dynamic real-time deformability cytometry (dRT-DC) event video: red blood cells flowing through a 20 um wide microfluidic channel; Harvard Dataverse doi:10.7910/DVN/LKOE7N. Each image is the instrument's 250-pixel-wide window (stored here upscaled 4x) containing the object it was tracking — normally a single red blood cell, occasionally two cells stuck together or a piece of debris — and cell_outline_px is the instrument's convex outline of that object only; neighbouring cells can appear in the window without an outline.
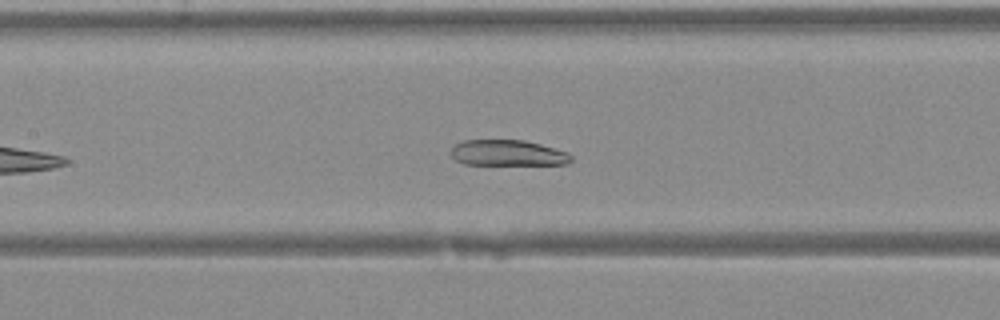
{"species": "Egyptian fruit bat (a non-hibernating species)", "species_latin": "Rousettus aegyptiacus", "temperature_condition": "warm", "stored_images_in_passage": 27, "camera_frame_rate_fps": 3000, "um_per_image_px": 0.085, "animal": {"sex": "female"}, "frame": {"image": 1, "passage_image": 10, "time_ms": 3.0, "image_size_px": [1000, 320], "cell_outline_px": [[572, 160], [568, 164], [464, 164], [456, 160], [452, 156], [452, 148], [456, 144], [464, 140], [524, 140], [540, 144], [568, 152], [572, 156]], "centroid_in_image_um": [43.18, 13.0], "position_along_channel_um": 164.2, "area_um2": 17.92}}
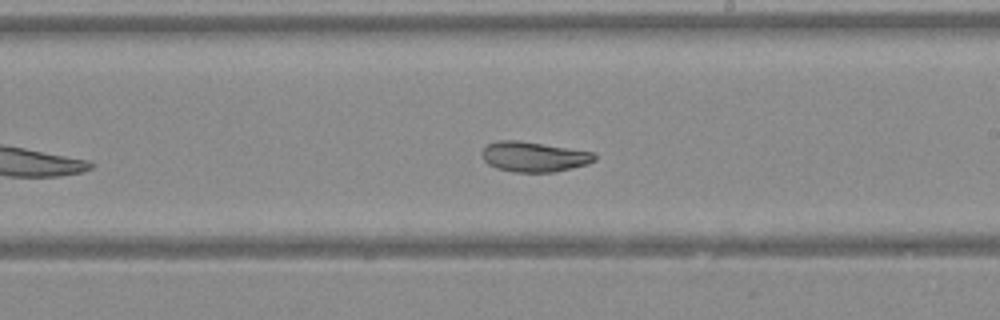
{"frame": {"image": 2, "passage_image": 15, "time_ms": 4.667, "image_size_px": [1000, 320], "cell_outline_px": [[596, 160], [588, 164], [556, 172], [512, 172], [496, 168], [488, 164], [484, 160], [480, 152], [488, 144], [500, 140], [516, 140], [596, 152]], "centroid_in_image_um": [45.4, 13.33], "position_along_channel_um": 243.6, "area_um2": 19.88}}
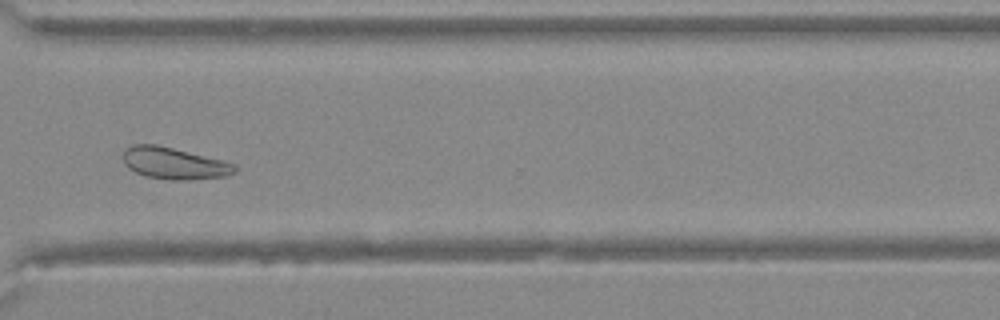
{"frame": {"image": 3, "passage_image": 22, "time_ms": 7.0, "image_size_px": [1000, 320], "cell_outline_px": [[236, 172], [228, 176], [188, 180], [172, 180], [144, 176], [128, 168], [124, 164], [124, 152], [132, 144], [156, 144], [236, 164]], "centroid_in_image_um": [14.8, 13.9], "position_along_channel_um": 355.8, "area_um2": 20.46}}